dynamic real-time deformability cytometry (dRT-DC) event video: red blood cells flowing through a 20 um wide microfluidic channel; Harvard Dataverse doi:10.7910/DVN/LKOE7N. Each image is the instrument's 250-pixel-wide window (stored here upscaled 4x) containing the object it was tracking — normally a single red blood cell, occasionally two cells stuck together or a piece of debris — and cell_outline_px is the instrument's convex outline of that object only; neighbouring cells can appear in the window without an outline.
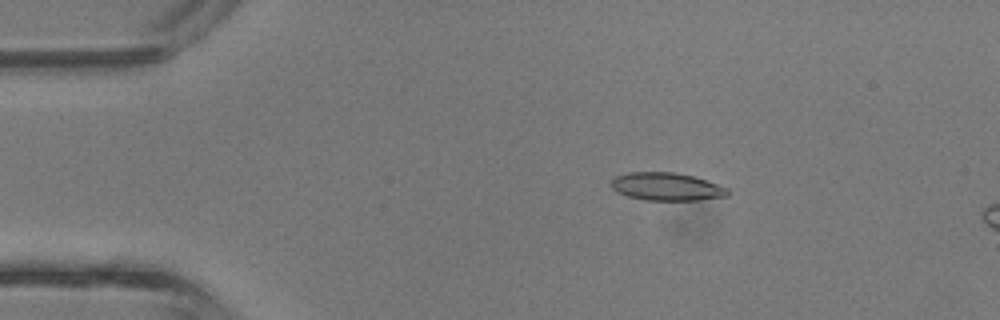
{"species": "common noctule bat (a hibernating species)", "species_latin": "Nyctalus noctula", "temperature_condition": "room temperature", "stored_images_in_passage": 8, "camera_frame_rate_fps": 3000, "um_per_image_px": 0.085, "animal": {"sex": "male", "body_mass_g": 13.3}, "frame": {"image": 1, "passage_image": 2, "time_ms": 0.333, "image_size_px": [1000, 320], "cell_outline_px": [[732, 192], [728, 196], [696, 200], [644, 200], [628, 196], [616, 192], [608, 184], [616, 176], [628, 172], [676, 172], [692, 176], [728, 188]], "centroid_in_image_um": [56.63, 15.86], "position_along_channel_um": 28.4, "area_um2": 19.02}}